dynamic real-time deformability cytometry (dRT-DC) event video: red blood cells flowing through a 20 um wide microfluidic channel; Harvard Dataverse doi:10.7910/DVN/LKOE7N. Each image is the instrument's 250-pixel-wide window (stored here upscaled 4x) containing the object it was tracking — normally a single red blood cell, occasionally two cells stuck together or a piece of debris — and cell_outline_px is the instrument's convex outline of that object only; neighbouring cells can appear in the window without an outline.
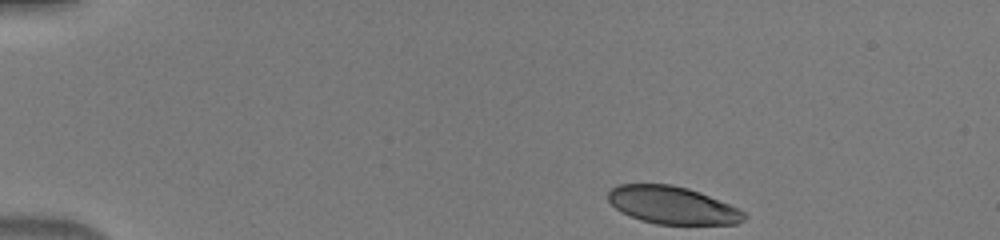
{"species": "human", "species_latin": "Homo sapiens", "temperature_condition": "warm", "stored_images_in_passage": 12, "camera_frame_rate_fps": 3000, "um_per_image_px": 0.085, "donor": {"sex": "male"}, "frame": {"image": 1, "passage_image": 1, "time_ms": 0.0, "image_size_px": [1000, 240], "cell_outline_px": [[748, 216], [744, 220], [736, 224], [656, 224], [640, 220], [620, 212], [608, 200], [608, 192], [616, 184], [672, 184], [688, 188], [700, 192], [740, 208]], "centroid_in_image_um": [57.16, 17.44], "position_along_channel_um": 27.8, "area_um2": 30.0}}
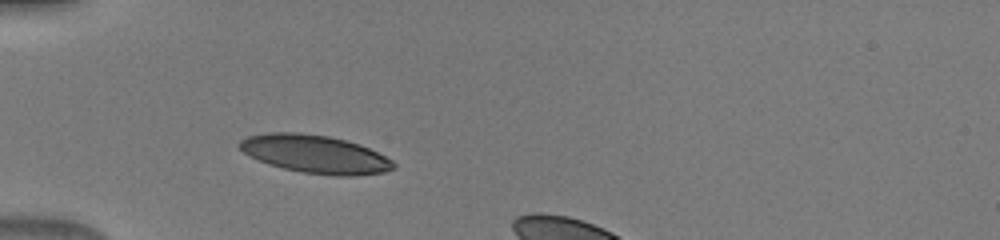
{"frame": {"image": 2, "passage_image": 9, "time_ms": 2.667, "image_size_px": [1000, 240], "cell_outline_px": [[396, 168], [384, 172], [352, 176], [336, 176], [304, 172], [284, 168], [268, 164], [244, 152], [236, 144], [240, 140], [248, 136], [268, 132], [296, 132], [328, 136], [360, 144], [392, 160], [396, 164]], "centroid_in_image_um": [26.78, 13.09], "position_along_channel_um": 58.2, "area_um2": 33.93}}